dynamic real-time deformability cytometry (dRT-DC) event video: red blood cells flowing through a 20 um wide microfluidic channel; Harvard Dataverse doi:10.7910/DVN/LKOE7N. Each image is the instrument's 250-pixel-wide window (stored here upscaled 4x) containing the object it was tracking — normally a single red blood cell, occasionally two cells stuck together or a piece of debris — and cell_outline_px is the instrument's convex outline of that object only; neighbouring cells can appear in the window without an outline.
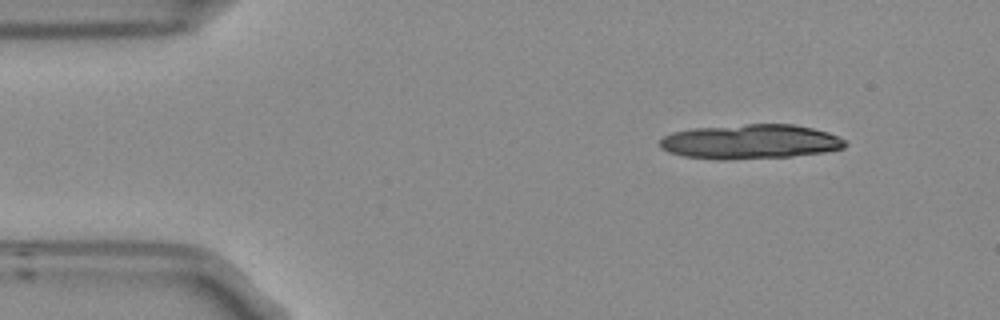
{"species": "Egyptian fruit bat (a non-hibernating species)", "species_latin": "Rousettus aegyptiacus", "temperature_condition": "room temperature", "stored_images_in_passage": 6, "camera_frame_rate_fps": 3000, "um_per_image_px": 0.085, "frame": {"image": 1, "passage_image": 1, "time_ms": 0.0, "image_size_px": [1000, 320], "cell_outline_px": [[848, 144], [844, 148], [824, 152], [792, 156], [732, 160], [712, 160], [684, 156], [668, 152], [660, 148], [660, 140], [664, 136], [672, 132], [692, 128], [748, 124], [792, 124], [812, 128], [828, 132], [848, 140]], "centroid_in_image_um": [63.78, 12.05], "position_along_channel_um": 21.2, "area_um2": 37.74}}
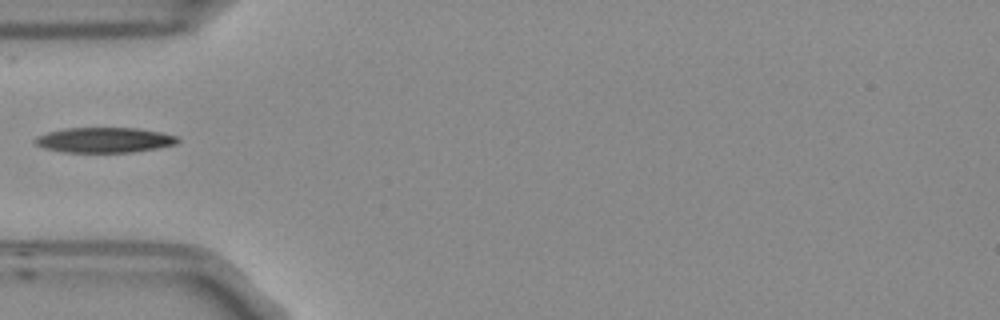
{"frame": {"image": 2, "passage_image": 4, "time_ms": 1.0, "image_size_px": [1000, 320], "cell_outline_px": [[180, 140], [176, 144], [156, 148], [132, 152], [64, 152], [44, 148], [32, 144], [32, 140], [36, 136], [48, 132], [64, 128], [136, 128], [160, 132], [176, 136]], "centroid_in_image_um": [8.81, 11.9], "position_along_channel_um": 76.2, "area_um2": 20.98}}